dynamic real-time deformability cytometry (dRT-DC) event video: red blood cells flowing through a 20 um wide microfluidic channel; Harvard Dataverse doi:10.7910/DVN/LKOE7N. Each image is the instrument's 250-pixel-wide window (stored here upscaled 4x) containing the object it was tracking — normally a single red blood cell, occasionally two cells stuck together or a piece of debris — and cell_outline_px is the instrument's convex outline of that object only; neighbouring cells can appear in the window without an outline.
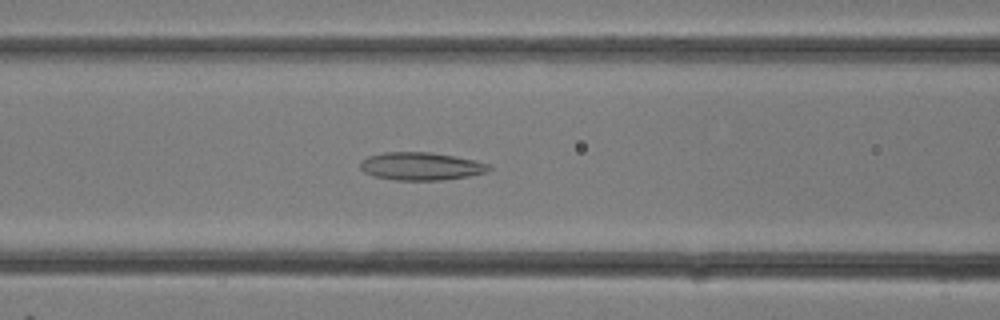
{"species": "common noctule bat (a hibernating species)", "species_latin": "Nyctalus noctula", "temperature_condition": "room temperature", "stored_images_in_passage": 29, "camera_frame_rate_fps": 3000, "um_per_image_px": 0.085, "animal": {"sex": "female"}, "frame": {"image": 1, "passage_image": 12, "time_ms": 3.667, "image_size_px": [1000, 320], "cell_outline_px": [[492, 168], [488, 172], [468, 176], [440, 180], [396, 180], [376, 176], [364, 172], [360, 168], [360, 164], [368, 156], [384, 152], [428, 152], [452, 156], [472, 160], [488, 164]], "centroid_in_image_um": [35.78, 14.13], "position_along_channel_um": 130.8, "area_um2": 20.58}}
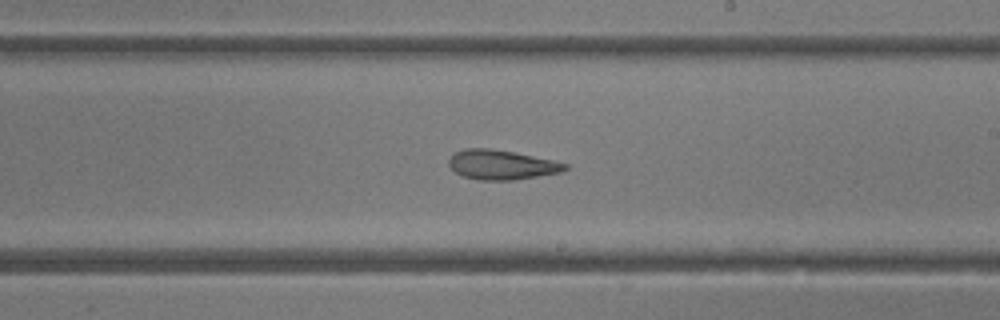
{"frame": {"image": 2, "passage_image": 17, "time_ms": 5.333, "image_size_px": [1000, 320], "cell_outline_px": [[568, 168], [560, 172], [512, 180], [480, 180], [464, 176], [456, 172], [448, 164], [448, 160], [456, 152], [464, 148], [492, 148], [552, 160], [568, 164]], "centroid_in_image_um": [42.61, 14.0], "position_along_channel_um": 246.4, "area_um2": 19.71}}
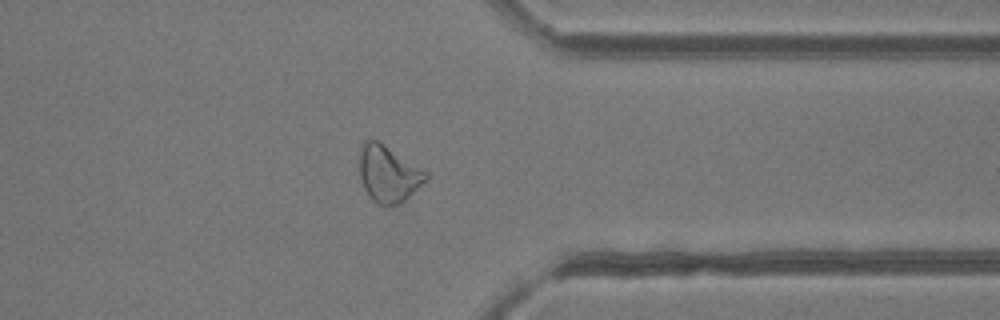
{"frame": {"image": 3, "passage_image": 23, "time_ms": 7.333, "image_size_px": [1000, 320], "cell_outline_px": [[428, 176], [400, 204], [380, 204], [372, 200], [368, 196], [360, 180], [360, 144], [368, 140], [376, 140], [384, 144], [428, 172]], "centroid_in_image_um": [32.97, 14.75], "position_along_channel_um": 378.4, "area_um2": 21.44}}